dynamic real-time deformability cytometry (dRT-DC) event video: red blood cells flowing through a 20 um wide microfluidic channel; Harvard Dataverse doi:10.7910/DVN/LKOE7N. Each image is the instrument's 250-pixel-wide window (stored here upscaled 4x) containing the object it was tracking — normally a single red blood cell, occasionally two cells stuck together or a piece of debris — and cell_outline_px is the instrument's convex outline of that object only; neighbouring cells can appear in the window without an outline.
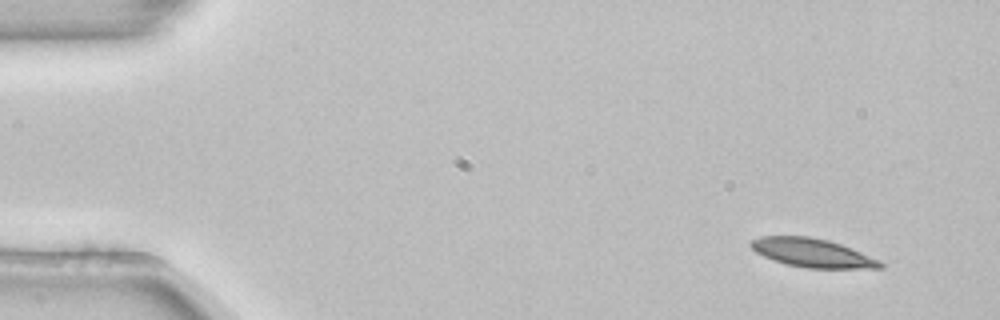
{"species": "common noctule bat (a hibernating species)", "species_latin": "Nyctalus noctula", "temperature_condition": "room temperature", "stored_images_in_passage": 4, "camera_frame_rate_fps": 3000, "um_per_image_px": 0.085, "animal": {"sex": "female", "body_mass_g": 22.7, "forearm_length_mm": 54.2}, "frame": {"image": 1, "passage_image": 1, "time_ms": 0.0, "image_size_px": [1000, 320], "cell_outline_px": [[884, 268], [808, 268], [788, 264], [772, 260], [756, 252], [748, 244], [752, 240], [760, 236], [808, 236], [828, 240], [840, 244], [880, 260], [884, 264]], "centroid_in_image_um": [69.04, 21.49], "position_along_channel_um": 16.0, "area_um2": 21.44}}
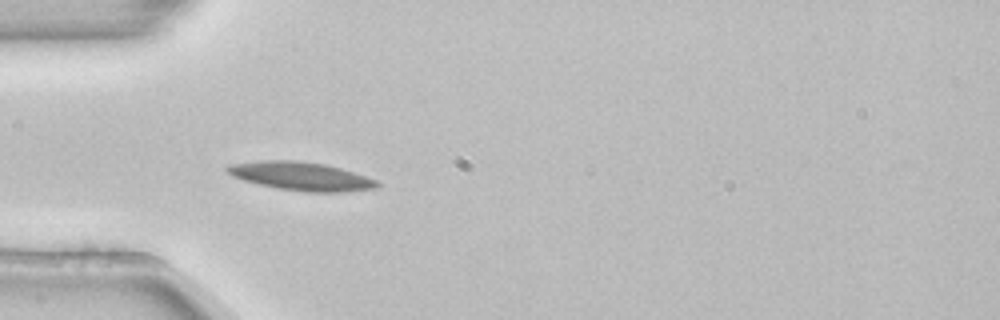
{"frame": {"image": 2, "passage_image": 4, "time_ms": 1.0, "image_size_px": [1000, 320], "cell_outline_px": [[380, 184], [376, 188], [344, 192], [304, 192], [276, 188], [244, 180], [232, 176], [224, 168], [232, 164], [260, 160], [296, 160], [324, 164], [340, 168], [376, 180]], "centroid_in_image_um": [25.58, 14.98], "position_along_channel_um": 59.4, "area_um2": 24.68}}